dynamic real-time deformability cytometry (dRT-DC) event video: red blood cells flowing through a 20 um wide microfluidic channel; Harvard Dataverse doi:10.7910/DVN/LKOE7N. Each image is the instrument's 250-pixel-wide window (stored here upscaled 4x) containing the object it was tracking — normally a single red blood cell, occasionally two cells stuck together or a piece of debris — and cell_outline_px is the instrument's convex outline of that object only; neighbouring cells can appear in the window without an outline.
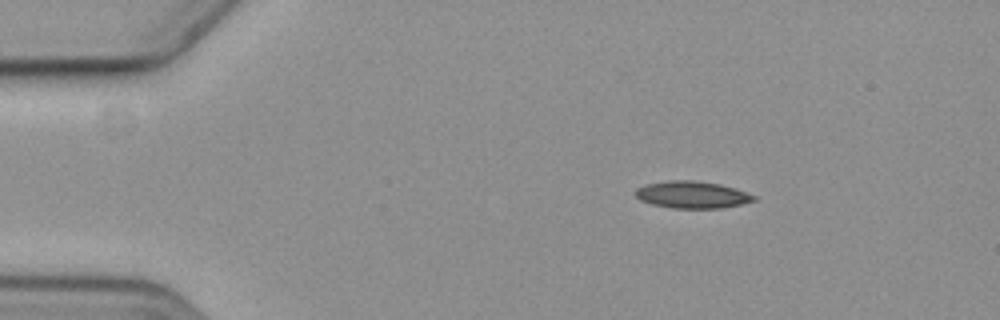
{"species": "common noctule bat (a hibernating species)", "species_latin": "Nyctalus noctula", "temperature_condition": "cold", "stored_images_in_passage": 4, "camera_frame_rate_fps": 3000, "um_per_image_px": 0.085, "animal": {"sex": "female", "body_mass_g": 19.3, "forearm_length_mm": 54.1}, "frame": {"image": 1, "passage_image": 2, "time_ms": 1.0, "image_size_px": [1000, 320], "cell_outline_px": [[756, 200], [740, 204], [720, 208], [672, 208], [652, 204], [640, 200], [632, 192], [636, 188], [644, 184], [668, 180], [692, 180], [720, 184], [736, 188], [756, 196]], "centroid_in_image_um": [58.78, 16.54], "position_along_channel_um": 26.2, "area_um2": 18.79}}